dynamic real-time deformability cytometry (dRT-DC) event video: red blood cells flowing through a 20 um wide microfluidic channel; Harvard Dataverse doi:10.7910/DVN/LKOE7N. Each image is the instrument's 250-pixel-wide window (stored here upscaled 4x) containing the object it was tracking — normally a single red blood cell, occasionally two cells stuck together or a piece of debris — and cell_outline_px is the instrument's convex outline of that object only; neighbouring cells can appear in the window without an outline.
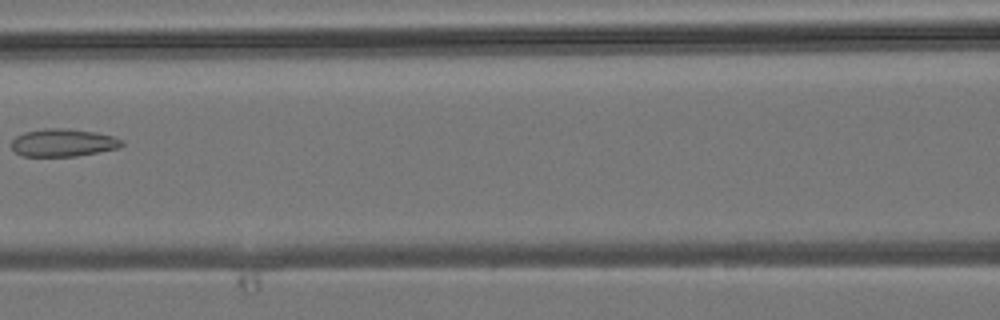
{"species": "common noctule bat (a hibernating species)", "species_latin": "Nyctalus noctula", "temperature_condition": "room temperature", "stored_images_in_passage": 6, "camera_frame_rate_fps": 3000, "um_per_image_px": 0.085, "animal": {"sex": "male", "body_mass_g": 19.2, "forearm_length_mm": 51.8}, "frame": {"image": 1, "passage_image": 6, "time_ms": 6.0, "image_size_px": [1000, 320], "cell_outline_px": [[124, 144], [120, 148], [76, 156], [20, 156], [12, 148], [12, 140], [16, 136], [24, 132], [44, 128], [68, 128], [96, 132], [112, 136], [124, 140]], "centroid_in_image_um": [5.38, 12.12], "position_along_channel_um": 161.2, "area_um2": 17.98}}